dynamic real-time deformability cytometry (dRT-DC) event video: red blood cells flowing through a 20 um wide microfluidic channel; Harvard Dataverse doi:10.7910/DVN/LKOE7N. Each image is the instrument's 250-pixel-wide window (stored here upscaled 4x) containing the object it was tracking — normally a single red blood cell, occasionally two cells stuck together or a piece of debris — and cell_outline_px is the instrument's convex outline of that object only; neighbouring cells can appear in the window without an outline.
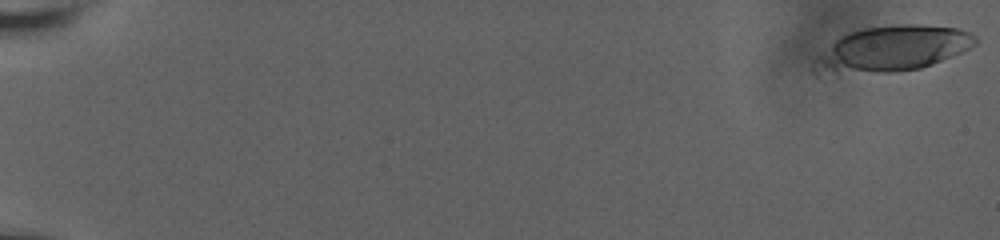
{"species": "human", "species_latin": "Homo sapiens", "temperature_condition": "room temperature", "stored_images_in_passage": 13, "camera_frame_rate_fps": 3000, "um_per_image_px": 0.085, "donor": {"sex": "male"}, "frame": {"image": 1, "passage_image": 1, "time_ms": 0.0, "image_size_px": [1000, 240], "cell_outline_px": [[980, 40], [976, 44], [960, 52], [932, 64], [920, 68], [892, 72], [816, 76], [812, 72], [812, 68], [816, 56], [840, 36], [864, 28], [896, 24], [920, 24], [956, 28], [972, 32]], "centroid_in_image_um": [75.76, 4.18], "position_along_channel_um": 9.2, "area_um2": 43.35}}